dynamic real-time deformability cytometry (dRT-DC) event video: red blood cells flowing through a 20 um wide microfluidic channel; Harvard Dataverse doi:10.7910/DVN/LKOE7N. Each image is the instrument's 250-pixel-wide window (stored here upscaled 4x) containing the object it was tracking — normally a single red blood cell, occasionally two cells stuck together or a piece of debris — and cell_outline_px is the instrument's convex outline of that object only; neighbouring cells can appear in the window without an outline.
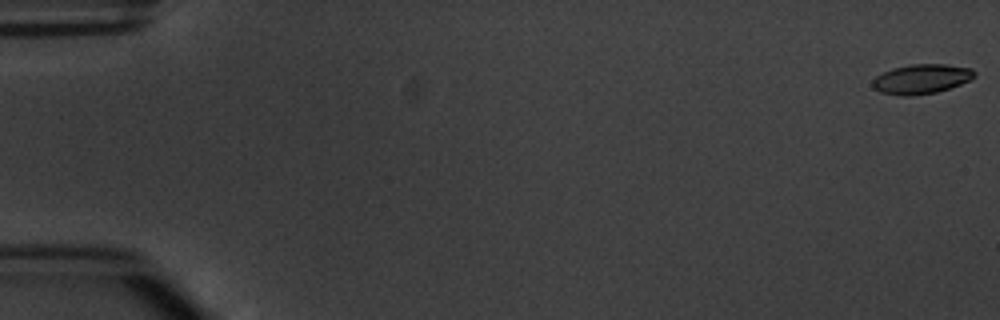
{"species": "common noctule bat (a hibernating species)", "species_latin": "Nyctalus noctula", "temperature_condition": "warm", "stored_images_in_passage": 8, "camera_frame_rate_fps": 3000, "um_per_image_px": 0.085, "animal": {"sex": "male", "body_mass_g": 20.1, "forearm_length_mm": 53.5}, "frame": {"image": 1, "passage_image": 1, "time_ms": 0.0, "image_size_px": [1000, 320], "cell_outline_px": [[976, 76], [960, 84], [936, 92], [912, 96], [900, 96], [880, 92], [872, 88], [872, 80], [876, 76], [892, 68], [912, 64], [944, 64], [972, 68], [976, 72]], "centroid_in_image_um": [78.29, 6.71], "position_along_channel_um": 6.7, "area_um2": 17.63}}
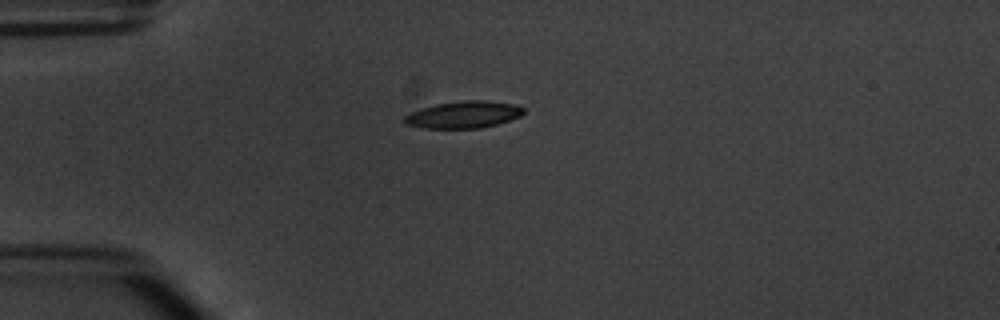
{"frame": {"image": 2, "passage_image": 5, "time_ms": 4.667, "image_size_px": [1000, 320], "cell_outline_px": [[524, 112], [520, 116], [496, 124], [480, 128], [424, 128], [404, 124], [404, 116], [412, 112], [436, 104], [464, 100], [484, 100], [516, 104], [524, 108]], "centroid_in_image_um": [39.41, 9.74], "position_along_channel_um": 45.6, "area_um2": 18.55}}